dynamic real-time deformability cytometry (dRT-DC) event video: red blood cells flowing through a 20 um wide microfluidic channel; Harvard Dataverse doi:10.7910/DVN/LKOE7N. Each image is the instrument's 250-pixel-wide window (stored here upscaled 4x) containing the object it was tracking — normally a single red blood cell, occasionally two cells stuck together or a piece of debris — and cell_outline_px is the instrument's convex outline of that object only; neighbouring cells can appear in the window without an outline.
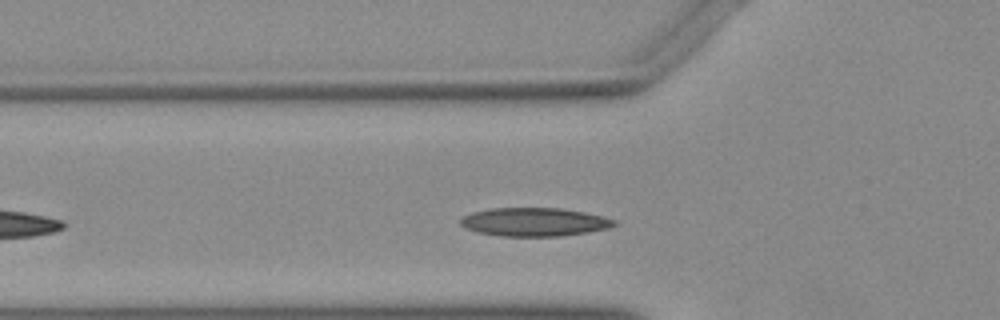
{"species": "Egyptian fruit bat (a non-hibernating species)", "species_latin": "Rousettus aegyptiacus", "temperature_condition": "warm", "stored_images_in_passage": 22, "camera_frame_rate_fps": 3000, "um_per_image_px": 0.085, "animal": {"sex": "female"}, "frame": {"image": 1, "passage_image": 2, "time_ms": 0.333, "image_size_px": [1000, 320], "cell_outline_px": [[616, 224], [608, 228], [588, 232], [560, 236], [500, 236], [476, 232], [464, 228], [460, 224], [460, 220], [464, 216], [472, 212], [492, 208], [560, 208], [584, 212], [604, 216], [616, 220]], "centroid_in_image_um": [45.4, 18.87], "position_along_channel_um": 80.4, "area_um2": 25.55}}
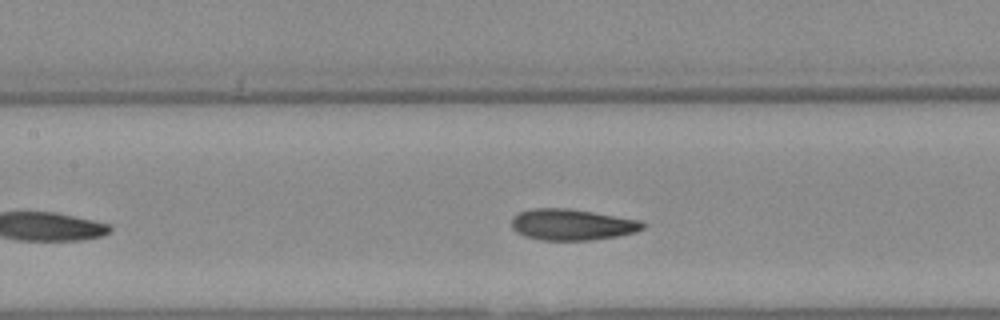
{"frame": {"image": 2, "passage_image": 8, "time_ms": 2.333, "image_size_px": [1000, 320], "cell_outline_px": [[648, 224], [644, 228], [636, 232], [616, 236], [588, 240], [540, 240], [524, 236], [516, 232], [512, 228], [512, 220], [520, 212], [532, 208], [568, 208], [644, 220]], "centroid_in_image_um": [48.68, 19.09], "position_along_channel_um": 158.7, "area_um2": 23.99}}
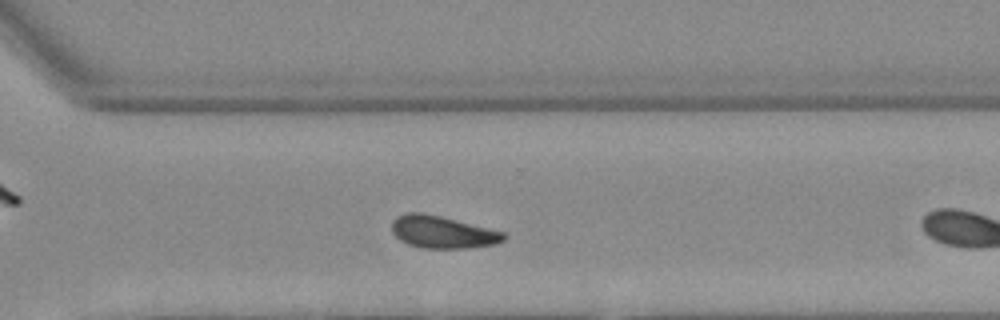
{"frame": {"image": 3, "passage_image": 18, "time_ms": 5.667, "image_size_px": [1000, 320], "cell_outline_px": [[508, 236], [504, 240], [496, 244], [472, 248], [420, 248], [408, 244], [400, 240], [392, 232], [392, 220], [396, 216], [408, 212], [420, 212], [440, 216], [504, 232]], "centroid_in_image_um": [37.61, 19.73], "position_along_channel_um": 333.0, "area_um2": 21.15}}